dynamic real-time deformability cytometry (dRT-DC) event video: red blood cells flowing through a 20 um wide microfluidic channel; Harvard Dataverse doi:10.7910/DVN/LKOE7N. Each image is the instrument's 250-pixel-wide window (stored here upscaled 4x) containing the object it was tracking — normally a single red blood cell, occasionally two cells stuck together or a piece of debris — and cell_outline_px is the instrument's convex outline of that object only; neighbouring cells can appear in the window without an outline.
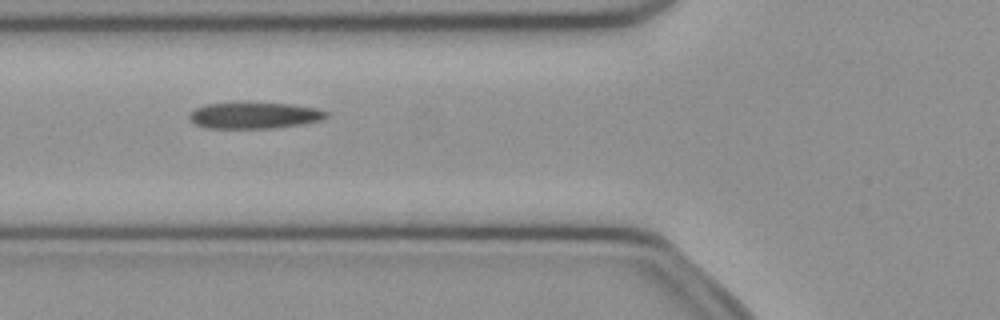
{"species": "common noctule bat (a hibernating species)", "species_latin": "Nyctalus noctula", "temperature_condition": "cold", "stored_images_in_passage": 36, "camera_frame_rate_fps": 3000, "um_per_image_px": 0.085, "animal": {"sex": "female", "body_mass_g": 21.9}, "frame": {"image": 1, "passage_image": 4, "time_ms": 1.0, "image_size_px": [1000, 320], "cell_outline_px": [[328, 116], [320, 120], [300, 124], [276, 128], [204, 128], [196, 124], [188, 116], [196, 108], [204, 104], [288, 104], [316, 108], [328, 112]], "centroid_in_image_um": [21.62, 9.83], "position_along_channel_um": 104.2, "area_um2": 20.4}}
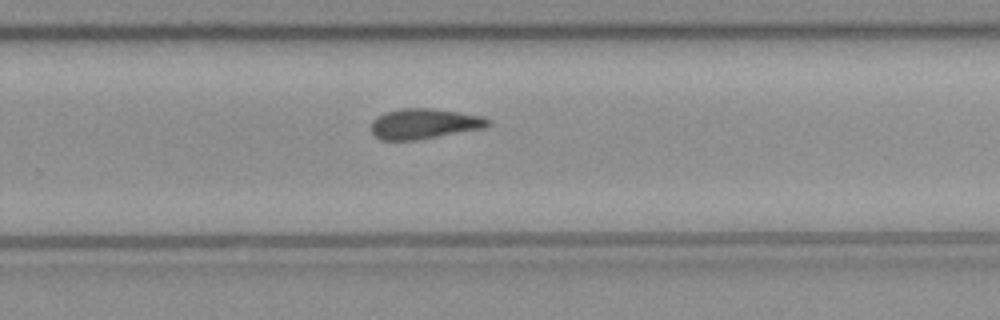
{"frame": {"image": 2, "passage_image": 18, "time_ms": 5.667, "image_size_px": [1000, 320], "cell_outline_px": [[492, 124], [488, 128], [416, 140], [380, 140], [372, 132], [372, 120], [376, 116], [384, 112], [400, 108], [432, 108], [484, 116]], "centroid_in_image_um": [36.08, 10.51], "position_along_channel_um": 293.7, "area_um2": 20.92}}
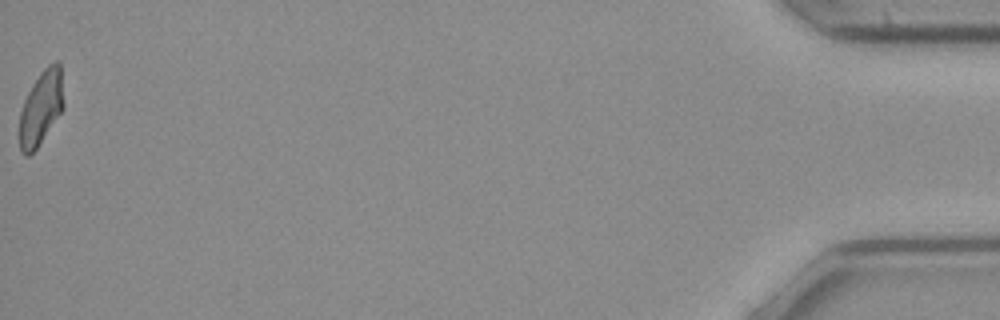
{"frame": {"image": 3, "passage_image": 36, "time_ms": 11.667, "image_size_px": [1000, 320], "cell_outline_px": [[64, 108], [36, 148], [28, 156], [24, 156], [20, 152], [20, 112], [24, 100], [32, 84], [40, 72], [48, 64], [56, 60], [60, 60], [64, 104]], "centroid_in_image_um": [3.5, 9.12], "position_along_channel_um": 431.7, "area_um2": 19.13}, "authors_computed_cell_mechanics": {"area_um2": 20.3745, "velocity_mm_per_s": 4.0576, "shape_relaxation_time_tau1_ms": null, "shape_relaxation_time_tau2_ms": 2.6577, "deformation_change_tau1": null, "deformation_change_tau2": 0.0923}}